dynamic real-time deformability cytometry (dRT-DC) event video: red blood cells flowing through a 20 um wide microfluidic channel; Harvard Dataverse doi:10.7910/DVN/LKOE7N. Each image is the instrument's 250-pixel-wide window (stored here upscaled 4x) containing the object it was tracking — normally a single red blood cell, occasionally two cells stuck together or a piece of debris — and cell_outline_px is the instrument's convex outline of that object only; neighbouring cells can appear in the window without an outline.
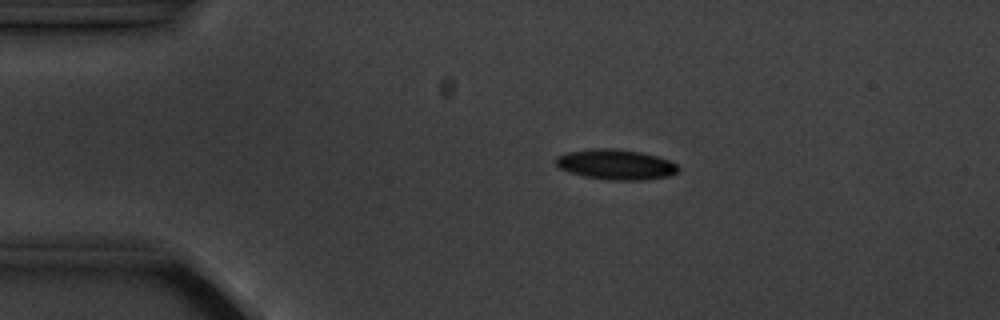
{"species": "common noctule bat (a hibernating species)", "species_latin": "Nyctalus noctula", "temperature_condition": "cold", "stored_images_in_passage": 6, "camera_frame_rate_fps": 3000, "um_per_image_px": 0.085, "animal": {"sex": "male", "body_mass_g": 20.1, "forearm_length_mm": 53.5}, "frame": {"image": 1, "passage_image": 3, "time_ms": 2.333, "image_size_px": [1000, 320], "cell_outline_px": [[680, 168], [676, 172], [668, 176], [640, 180], [612, 180], [584, 176], [568, 172], [560, 168], [556, 164], [556, 156], [568, 152], [596, 148], [616, 148], [640, 152], [656, 156], [668, 160], [676, 164]], "centroid_in_image_um": [52.33, 13.97], "position_along_channel_um": 32.7, "area_um2": 21.39}}